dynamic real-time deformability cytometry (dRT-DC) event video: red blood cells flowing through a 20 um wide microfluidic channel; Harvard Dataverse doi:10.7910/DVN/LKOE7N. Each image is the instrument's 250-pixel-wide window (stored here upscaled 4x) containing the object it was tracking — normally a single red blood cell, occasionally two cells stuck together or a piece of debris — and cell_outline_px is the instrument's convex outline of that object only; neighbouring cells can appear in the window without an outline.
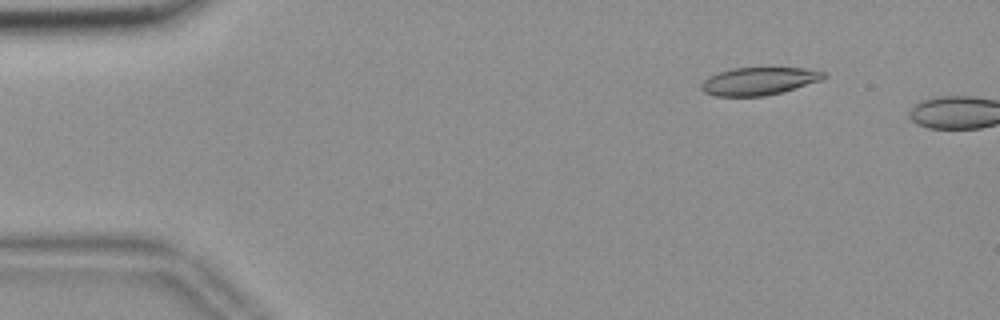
{"species": "common noctule bat (a hibernating species)", "species_latin": "Nyctalus noctula", "temperature_condition": "room temperature", "stored_images_in_passage": 9, "camera_frame_rate_fps": 3000, "um_per_image_px": 0.085, "animal": {"sex": "female", "body_mass_g": 18.4}, "frame": {"image": 1, "passage_image": 7, "time_ms": 2.0, "image_size_px": [1000, 320], "cell_outline_px": [[828, 76], [824, 80], [780, 92], [764, 96], [716, 96], [704, 92], [700, 88], [700, 84], [708, 76], [732, 68], [804, 68], [828, 72]], "centroid_in_image_um": [64.54, 6.89], "position_along_channel_um": 20.5, "area_um2": 19.88}}